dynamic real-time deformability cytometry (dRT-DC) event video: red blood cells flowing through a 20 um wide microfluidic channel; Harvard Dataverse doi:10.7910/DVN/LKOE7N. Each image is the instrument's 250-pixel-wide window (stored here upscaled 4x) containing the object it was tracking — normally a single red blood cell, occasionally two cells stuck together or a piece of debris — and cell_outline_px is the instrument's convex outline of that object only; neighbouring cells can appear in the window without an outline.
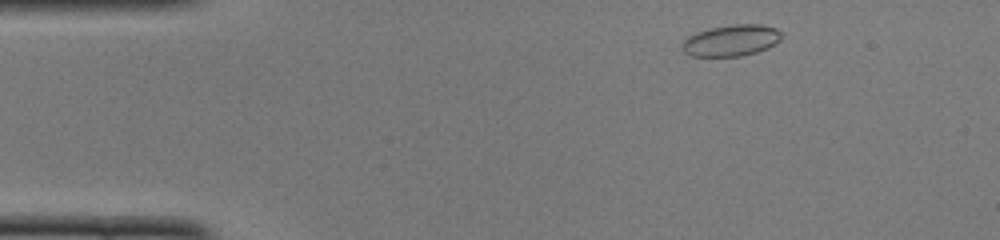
{"species": "common noctule bat (a hibernating species)", "species_latin": "Nyctalus noctula", "temperature_condition": "cold", "stored_images_in_passage": 44, "camera_frame_rate_fps": 3000, "um_per_image_px": 0.085, "animal": {"sex": "female", "body_mass_g": 22.0, "forearm_length_mm": 56.7}, "frame": {"image": 1, "passage_image": 2, "time_ms": 0.333, "image_size_px": [1000, 240], "cell_outline_px": [[784, 36], [780, 40], [768, 48], [756, 52], [740, 56], [692, 56], [684, 52], [684, 40], [688, 36], [696, 32], [712, 28], [732, 24], [760, 24], [776, 28], [784, 32]], "centroid_in_image_um": [62.22, 3.43], "position_along_channel_um": 22.8, "area_um2": 18.15}}
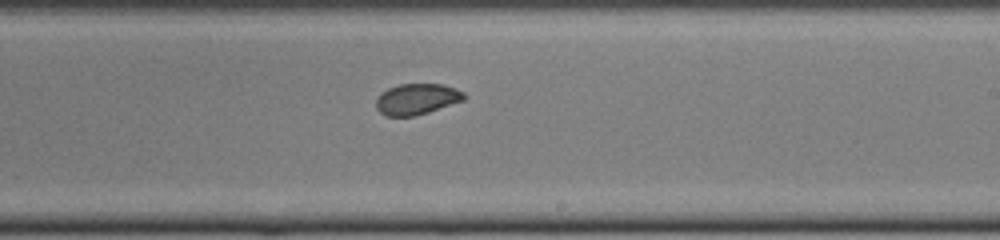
{"frame": {"image": 2, "passage_image": 24, "time_ms": 7.667, "image_size_px": [1000, 240], "cell_outline_px": [[464, 100], [416, 116], [384, 116], [376, 108], [376, 100], [380, 92], [388, 88], [400, 84], [444, 84], [464, 92]], "centroid_in_image_um": [35.39, 8.42], "position_along_channel_um": 253.6, "area_um2": 15.9}}
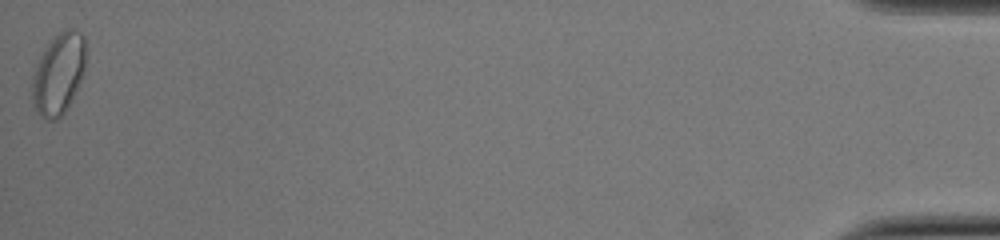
{"frame": {"image": 3, "passage_image": 44, "time_ms": 14.333, "image_size_px": [1000, 240], "cell_outline_px": [[84, 72], [68, 108], [56, 120], [48, 120], [40, 116], [36, 112], [32, 104], [32, 76], [36, 64], [48, 40], [52, 36], [64, 28], [76, 28], [84, 36]], "centroid_in_image_um": [4.95, 6.24], "position_along_channel_um": 430.3, "area_um2": 25.78}, "authors_computed_cell_mechanics": {"area_um2": 16.9932, "velocity_mm_per_s": 4.087, "shape_relaxation_time_tau1_ms": null, "shape_relaxation_time_tau2_ms": 1.2055, "deformation_change_tau1": null, "deformation_change_tau2": 0.0366}}